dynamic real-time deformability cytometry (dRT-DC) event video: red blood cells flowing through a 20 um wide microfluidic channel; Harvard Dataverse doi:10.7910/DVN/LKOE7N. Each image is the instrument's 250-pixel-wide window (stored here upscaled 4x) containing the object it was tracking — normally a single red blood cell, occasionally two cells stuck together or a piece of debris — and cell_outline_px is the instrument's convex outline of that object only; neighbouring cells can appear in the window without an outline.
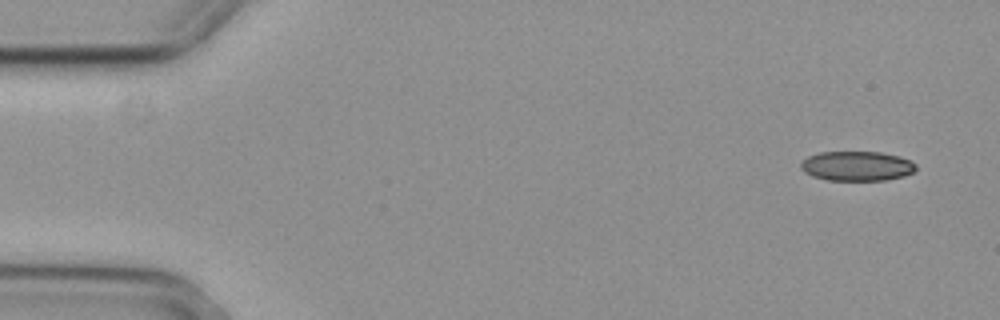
{"species": "common noctule bat (a hibernating species)", "species_latin": "Nyctalus noctula", "temperature_condition": "cold", "stored_images_in_passage": 4, "camera_frame_rate_fps": 3000, "um_per_image_px": 0.085, "animal": {"sex": "female", "body_mass_g": 29.2, "forearm_length_mm": 56.3}, "frame": {"image": 1, "passage_image": 1, "time_ms": 0.0, "image_size_px": [1000, 320], "cell_outline_px": [[916, 168], [912, 172], [904, 176], [884, 180], [828, 180], [812, 176], [804, 172], [800, 168], [800, 160], [808, 156], [820, 152], [880, 152], [900, 156], [916, 164]], "centroid_in_image_um": [72.79, 14.11], "position_along_channel_um": 12.2, "area_um2": 19.94}}
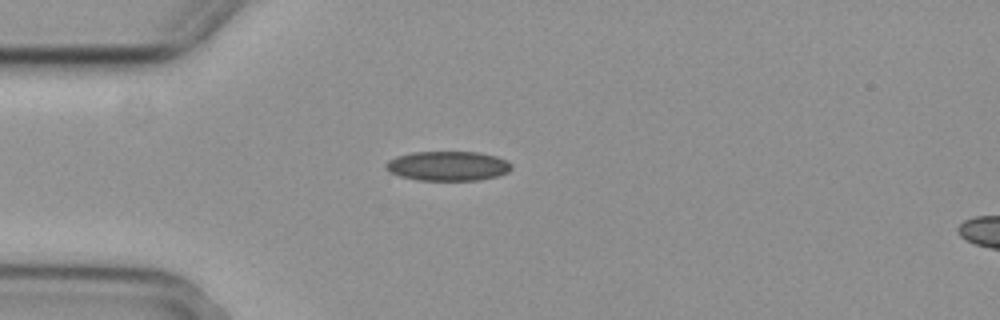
{"frame": {"image": 2, "passage_image": 4, "time_ms": 1.0, "image_size_px": [1000, 320], "cell_outline_px": [[512, 168], [508, 172], [496, 176], [480, 180], [416, 180], [400, 176], [388, 172], [384, 168], [384, 164], [388, 160], [396, 156], [412, 152], [480, 152], [496, 156], [508, 160], [512, 164]], "centroid_in_image_um": [38.05, 14.1], "position_along_channel_um": 47.0, "area_um2": 21.91}}